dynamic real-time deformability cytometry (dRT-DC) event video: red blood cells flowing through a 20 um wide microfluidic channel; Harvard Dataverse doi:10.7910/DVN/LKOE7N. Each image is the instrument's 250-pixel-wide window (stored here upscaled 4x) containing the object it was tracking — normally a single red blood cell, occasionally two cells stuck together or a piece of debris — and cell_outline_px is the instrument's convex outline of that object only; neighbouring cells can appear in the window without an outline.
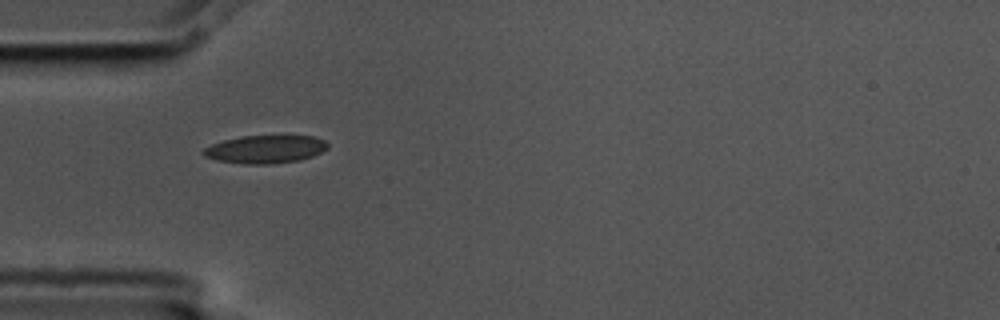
{"species": "common noctule bat (a hibernating species)", "species_latin": "Nyctalus noctula", "temperature_condition": "cold", "stored_images_in_passage": 2, "camera_frame_rate_fps": 3000, "um_per_image_px": 0.085, "animal": {"sex": "male", "body_mass_g": 17.5, "forearm_length_mm": 52.3}, "frame": {"image": 1, "passage_image": 1, "time_ms": 0.0, "image_size_px": [1000, 320], "cell_outline_px": [[328, 148], [312, 156], [300, 160], [268, 164], [244, 164], [216, 160], [204, 156], [200, 152], [204, 148], [212, 144], [224, 140], [240, 136], [312, 136], [324, 140], [328, 144]], "centroid_in_image_um": [22.52, 12.69], "position_along_channel_um": 62.5, "area_um2": 20.23}}